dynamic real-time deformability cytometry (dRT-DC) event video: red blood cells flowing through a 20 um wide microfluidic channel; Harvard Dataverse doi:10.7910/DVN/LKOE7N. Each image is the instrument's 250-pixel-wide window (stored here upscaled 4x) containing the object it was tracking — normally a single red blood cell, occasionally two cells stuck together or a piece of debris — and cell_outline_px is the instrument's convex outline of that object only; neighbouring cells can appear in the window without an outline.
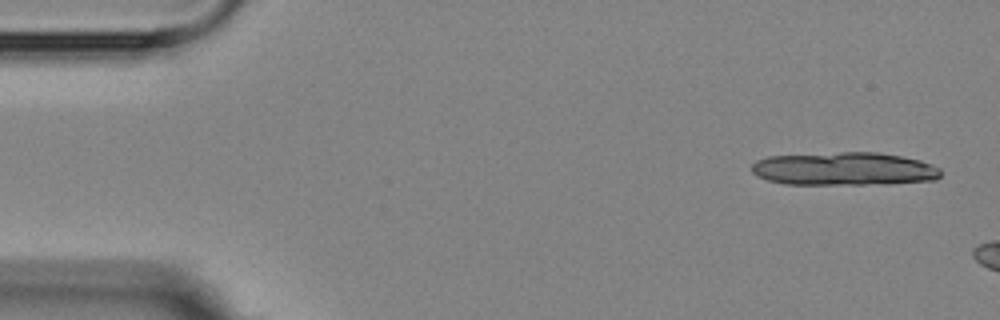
{"species": "Egyptian fruit bat (a non-hibernating species)", "species_latin": "Rousettus aegyptiacus", "temperature_condition": "room temperature", "stored_images_in_passage": 3, "camera_frame_rate_fps": 3000, "um_per_image_px": 0.085, "animal": {"sex": "female"}, "frame": {"image": 1, "passage_image": 1, "time_ms": 0.0, "image_size_px": [1000, 320], "cell_outline_px": [[940, 176], [936, 180], [888, 184], [788, 184], [768, 180], [752, 172], [752, 164], [756, 160], [768, 156], [840, 152], [880, 152], [920, 160], [932, 164], [940, 168]], "centroid_in_image_um": [71.79, 14.35], "position_along_channel_um": 13.2, "area_um2": 36.7}}